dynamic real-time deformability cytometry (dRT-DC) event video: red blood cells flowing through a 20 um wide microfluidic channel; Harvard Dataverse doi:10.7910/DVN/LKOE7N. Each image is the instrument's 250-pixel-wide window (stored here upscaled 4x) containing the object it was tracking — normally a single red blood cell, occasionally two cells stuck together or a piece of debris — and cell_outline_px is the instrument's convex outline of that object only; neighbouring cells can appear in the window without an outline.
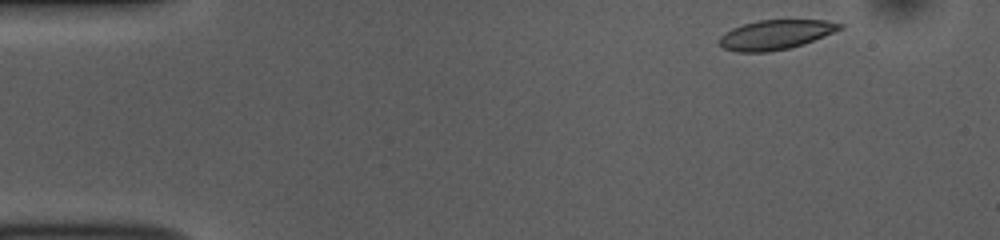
{"species": "common noctule bat (a hibernating species)", "species_latin": "Nyctalus noctula", "temperature_condition": "room temperature", "stored_images_in_passage": 48, "camera_frame_rate_fps": 3000, "um_per_image_px": 0.085, "animal": {"sex": "female", "body_mass_g": 10.0, "forearm_length_mm": 53.1}, "frame": {"image": 1, "passage_image": 1, "time_ms": 0.0, "image_size_px": [1000, 240], "cell_outline_px": [[844, 28], [804, 44], [788, 48], [768, 52], [736, 52], [724, 48], [716, 40], [724, 32], [732, 28], [744, 24], [760, 20], [824, 20], [844, 24]], "centroid_in_image_um": [65.91, 2.95], "position_along_channel_um": 19.1, "area_um2": 20.81}}
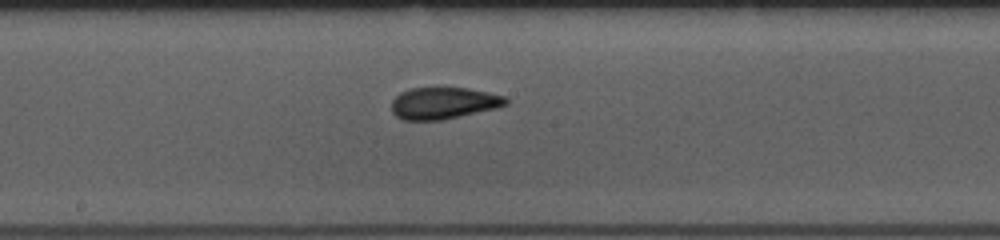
{"frame": {"image": 2, "passage_image": 23, "time_ms": 7.333, "image_size_px": [1000, 240], "cell_outline_px": [[508, 104], [496, 108], [440, 120], [400, 120], [392, 112], [392, 100], [400, 92], [408, 88], [468, 88], [504, 96], [508, 100]], "centroid_in_image_um": [37.66, 8.76], "position_along_channel_um": 210.5, "area_um2": 21.04}}
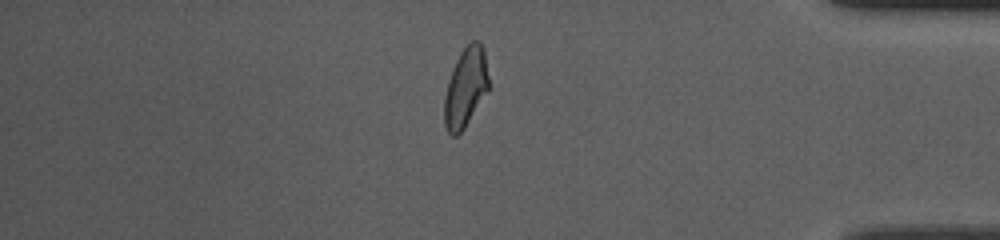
{"frame": {"image": 3, "passage_image": 40, "time_ms": 13.0, "image_size_px": [1000, 240], "cell_outline_px": [[488, 92], [464, 128], [456, 136], [452, 136], [448, 132], [444, 124], [444, 96], [448, 80], [452, 68], [460, 52], [472, 40], [480, 40], [484, 48], [488, 76]], "centroid_in_image_um": [39.57, 7.42], "position_along_channel_um": 395.6, "area_um2": 20.69}, "authors_computed_cell_mechanics": {"area_um2": 20.9525, "velocity_mm_per_s": 3.7961, "shape_relaxation_time_tau1_ms": 10.1001, "shape_relaxation_time_tau2_ms": 1.2405, "deformation_change_tau1": 0.2303, "deformation_change_tau2": 0.0567}}